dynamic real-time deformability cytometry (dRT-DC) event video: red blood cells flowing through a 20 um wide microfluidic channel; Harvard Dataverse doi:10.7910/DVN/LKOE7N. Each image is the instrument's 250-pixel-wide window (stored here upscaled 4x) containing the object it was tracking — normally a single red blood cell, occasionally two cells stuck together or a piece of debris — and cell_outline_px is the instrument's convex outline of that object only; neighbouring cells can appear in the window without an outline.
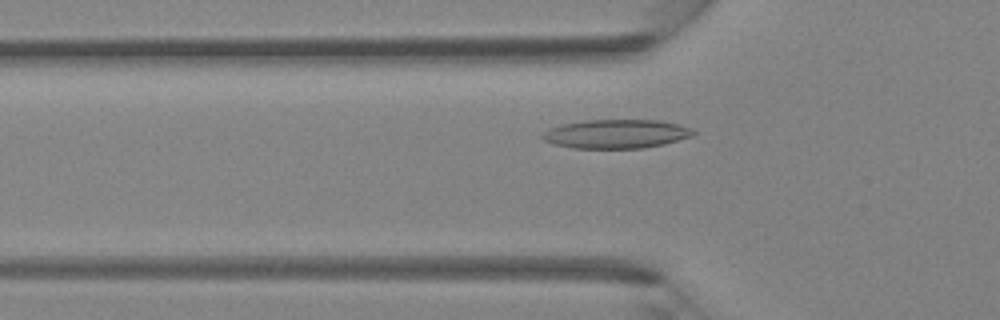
{"species": "Egyptian fruit bat (a non-hibernating species)", "species_latin": "Rousettus aegyptiacus", "temperature_condition": "room temperature", "stored_images_in_passage": 42, "camera_frame_rate_fps": 3000, "um_per_image_px": 0.085, "animal": {"sex": "female"}, "frame": {"image": 1, "passage_image": 12, "time_ms": 3.667, "image_size_px": [1000, 320], "cell_outline_px": [[696, 132], [692, 136], [664, 144], [644, 148], [572, 148], [556, 144], [544, 140], [540, 136], [548, 128], [564, 124], [588, 120], [656, 120], [676, 124], [692, 128]], "centroid_in_image_um": [52.38, 11.38], "position_along_channel_um": 73.4, "area_um2": 25.2}}
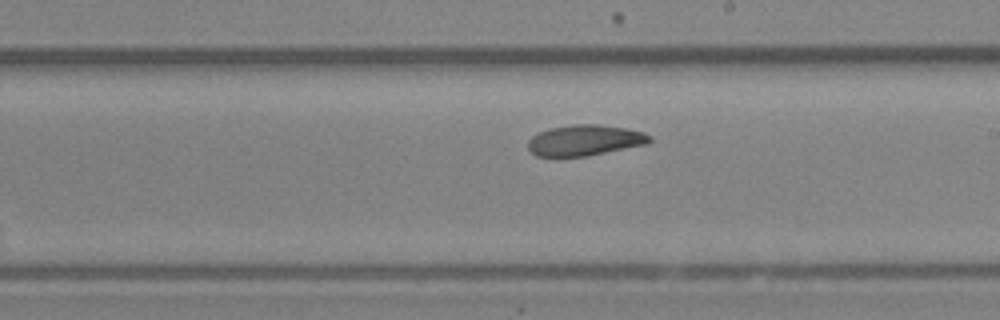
{"frame": {"image": 2, "passage_image": 23, "time_ms": 7.333, "image_size_px": [1000, 320], "cell_outline_px": [[652, 140], [648, 144], [588, 156], [536, 156], [528, 148], [528, 140], [532, 136], [540, 132], [552, 128], [572, 124], [600, 124], [624, 128], [644, 132], [652, 136]], "centroid_in_image_um": [49.75, 11.92], "position_along_channel_um": 239.3, "area_um2": 21.85}}
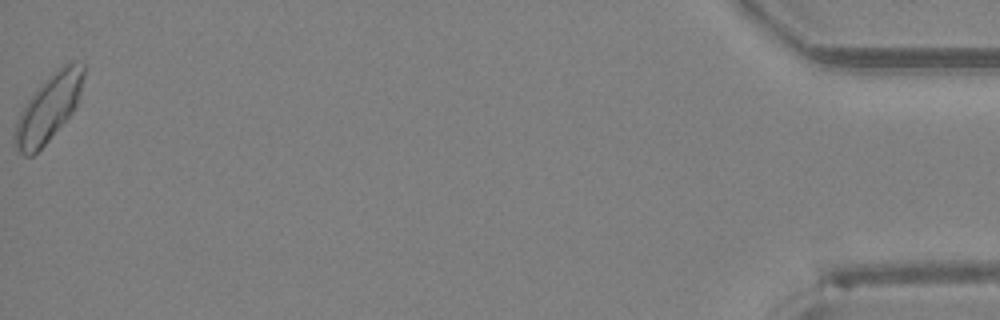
{"frame": {"image": 3, "passage_image": 42, "time_ms": 13.667, "image_size_px": [1000, 320], "cell_outline_px": [[88, 68], [80, 96], [72, 112], [48, 140], [32, 156], [24, 156], [16, 148], [12, 140], [12, 136], [16, 120], [20, 112], [36, 88], [56, 68], [72, 60], [76, 60], [84, 64]], "centroid_in_image_um": [4.15, 9.11], "position_along_channel_um": 431.1, "area_um2": 27.17}}